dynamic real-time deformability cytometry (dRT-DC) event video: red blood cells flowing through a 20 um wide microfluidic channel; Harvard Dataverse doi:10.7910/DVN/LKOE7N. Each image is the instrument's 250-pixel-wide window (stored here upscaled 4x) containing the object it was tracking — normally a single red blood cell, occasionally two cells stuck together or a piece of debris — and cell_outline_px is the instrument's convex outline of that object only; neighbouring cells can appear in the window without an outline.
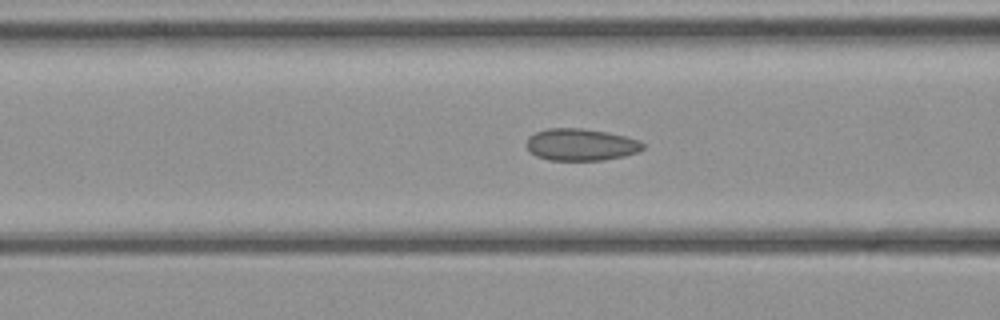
{"species": "common noctule bat (a hibernating species)", "species_latin": "Nyctalus noctula", "temperature_condition": "cold", "stored_images_in_passage": 29, "camera_frame_rate_fps": 3000, "um_per_image_px": 0.085, "animal": {"sex": "female", "body_mass_g": 21.9}, "frame": {"image": 1, "passage_image": 11, "time_ms": 3.333, "image_size_px": [1000, 320], "cell_outline_px": [[644, 148], [640, 152], [624, 156], [604, 160], [548, 160], [536, 156], [528, 148], [528, 136], [536, 132], [548, 128], [580, 128], [608, 132], [640, 140], [644, 144]], "centroid_in_image_um": [49.42, 12.29], "position_along_channel_um": 117.2, "area_um2": 21.73}}
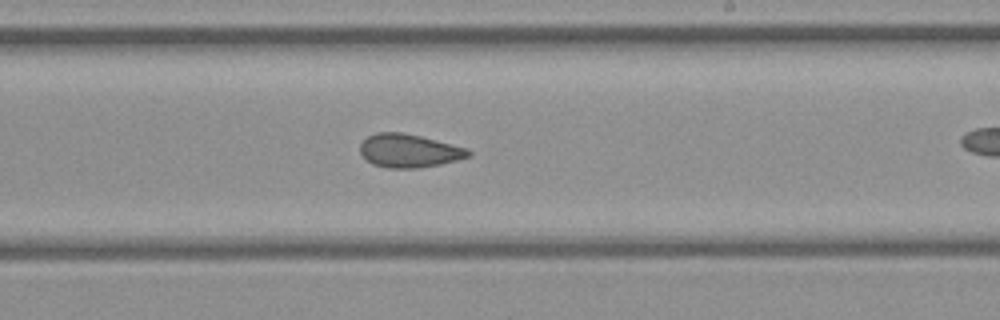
{"frame": {"image": 2, "passage_image": 20, "time_ms": 6.333, "image_size_px": [1000, 320], "cell_outline_px": [[472, 152], [468, 156], [456, 160], [440, 164], [420, 168], [388, 168], [372, 164], [360, 152], [360, 144], [368, 136], [376, 132], [404, 132], [468, 148]], "centroid_in_image_um": [34.76, 12.81], "position_along_channel_um": 254.2, "area_um2": 20.98}}
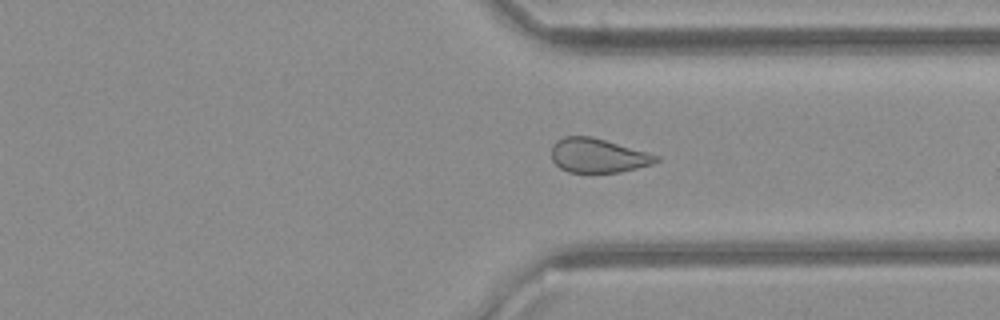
{"frame": {"image": 3, "passage_image": 27, "time_ms": 8.667, "image_size_px": [1000, 320], "cell_outline_px": [[660, 160], [652, 164], [620, 172], [568, 172], [560, 168], [552, 160], [552, 144], [556, 140], [564, 136], [592, 136], [648, 152], [660, 156]], "centroid_in_image_um": [50.82, 13.21], "position_along_channel_um": 360.6, "area_um2": 20.92}}